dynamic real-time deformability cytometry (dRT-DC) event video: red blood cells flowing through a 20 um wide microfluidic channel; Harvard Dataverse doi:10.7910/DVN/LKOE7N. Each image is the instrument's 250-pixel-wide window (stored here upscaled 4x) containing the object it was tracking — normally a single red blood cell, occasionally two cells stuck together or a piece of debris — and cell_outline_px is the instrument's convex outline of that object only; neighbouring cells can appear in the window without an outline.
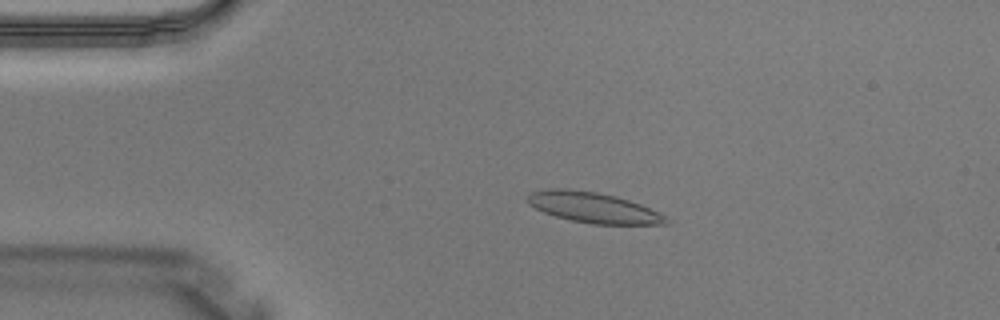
{"species": "Egyptian fruit bat (a non-hibernating species)", "species_latin": "Rousettus aegyptiacus", "temperature_condition": "warm", "stored_images_in_passage": 3, "camera_frame_rate_fps": 3000, "um_per_image_px": 0.085, "animal": {"sex": "male"}, "frame": {"image": 1, "passage_image": 2, "time_ms": 0.333, "image_size_px": [1000, 320], "cell_outline_px": [[668, 224], [592, 224], [572, 220], [556, 216], [544, 212], [528, 204], [524, 196], [528, 192], [552, 188], [568, 188], [596, 192], [616, 196], [640, 204], [664, 216], [668, 220]], "centroid_in_image_um": [50.34, 17.62], "position_along_channel_um": 34.7, "area_um2": 24.51}}